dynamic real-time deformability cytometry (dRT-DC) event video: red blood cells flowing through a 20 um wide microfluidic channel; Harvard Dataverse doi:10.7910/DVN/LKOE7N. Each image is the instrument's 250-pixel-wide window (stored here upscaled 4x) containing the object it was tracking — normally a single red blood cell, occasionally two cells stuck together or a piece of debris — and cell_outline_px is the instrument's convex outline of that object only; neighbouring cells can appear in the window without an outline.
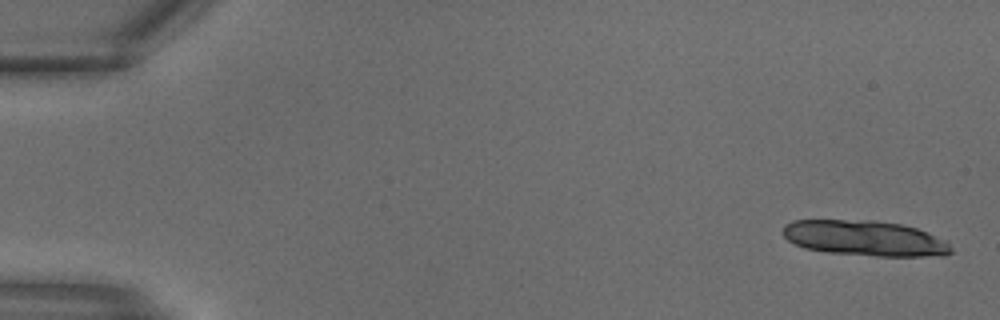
{"species": "common noctule bat (a hibernating species)", "species_latin": "Nyctalus noctula", "temperature_condition": "warm", "stored_images_in_passage": 15, "camera_frame_rate_fps": 3000, "um_per_image_px": 0.085, "animal": {"sex": "male", "body_mass_g": 18.8}, "frame": {"image": 1, "passage_image": 1, "time_ms": 0.0, "image_size_px": [1000, 320], "cell_outline_px": [[952, 252], [944, 256], [876, 256], [828, 252], [804, 248], [788, 240], [784, 236], [784, 224], [792, 220], [876, 220], [900, 224], [916, 228], [948, 240], [952, 248]], "centroid_in_image_um": [73.56, 20.25], "position_along_channel_um": 11.4, "area_um2": 34.85}}
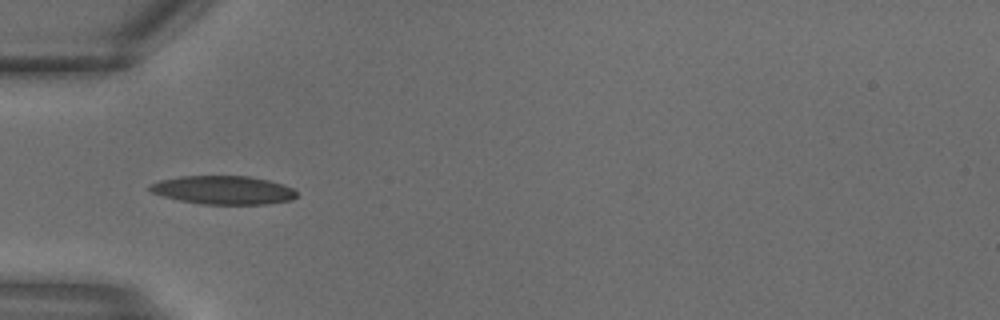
{"frame": {"image": 2, "passage_image": 10, "time_ms": 3.0, "image_size_px": [1000, 320], "cell_outline_px": [[300, 196], [292, 200], [264, 204], [200, 204], [180, 200], [164, 196], [152, 192], [148, 188], [148, 184], [160, 180], [180, 176], [248, 176], [268, 180], [292, 188]], "centroid_in_image_um": [18.97, 16.15], "position_along_channel_um": 66.0, "area_um2": 24.33}}
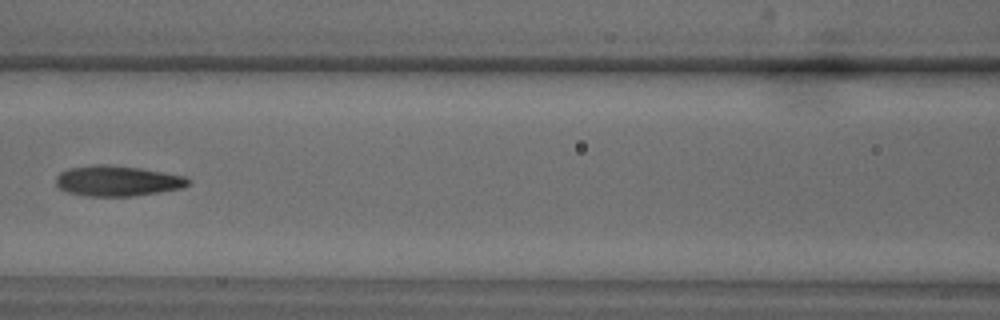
{"frame": {"image": 3, "passage_image": 14, "time_ms": 4.333, "image_size_px": [1000, 320], "cell_outline_px": [[192, 180], [188, 184], [180, 188], [160, 192], [132, 196], [88, 196], [68, 192], [60, 188], [56, 184], [56, 176], [60, 172], [72, 168], [96, 164], [104, 164], [140, 168], [184, 176]], "centroid_in_image_um": [9.98, 15.38], "position_along_channel_um": 156.6, "area_um2": 23.24}}